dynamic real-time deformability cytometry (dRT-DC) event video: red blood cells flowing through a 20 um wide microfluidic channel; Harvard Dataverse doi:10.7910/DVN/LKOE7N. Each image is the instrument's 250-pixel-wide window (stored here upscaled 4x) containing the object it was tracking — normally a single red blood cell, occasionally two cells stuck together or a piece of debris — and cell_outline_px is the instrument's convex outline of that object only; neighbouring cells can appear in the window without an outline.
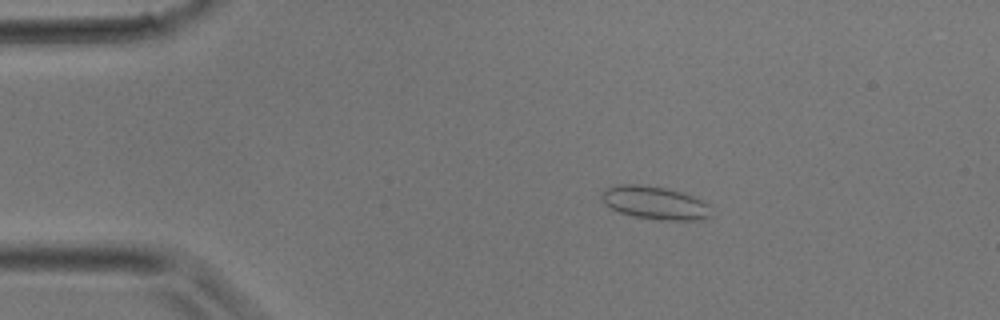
{"species": "common noctule bat (a hibernating species)", "species_latin": "Nyctalus noctula", "temperature_condition": "room temperature", "stored_images_in_passage": 32, "camera_frame_rate_fps": 3000, "um_per_image_px": 0.085, "animal": {"sex": "male", "body_mass_g": 17.9}, "frame": {"image": 1, "passage_image": 1, "time_ms": 0.0, "image_size_px": [1000, 320], "cell_outline_px": [[712, 216], [704, 220], [656, 220], [632, 216], [620, 212], [604, 204], [600, 196], [604, 188], [616, 184], [640, 184], [664, 188], [684, 192], [704, 200], [708, 204]], "centroid_in_image_um": [55.68, 17.24], "position_along_channel_um": 29.3, "area_um2": 21.56}}
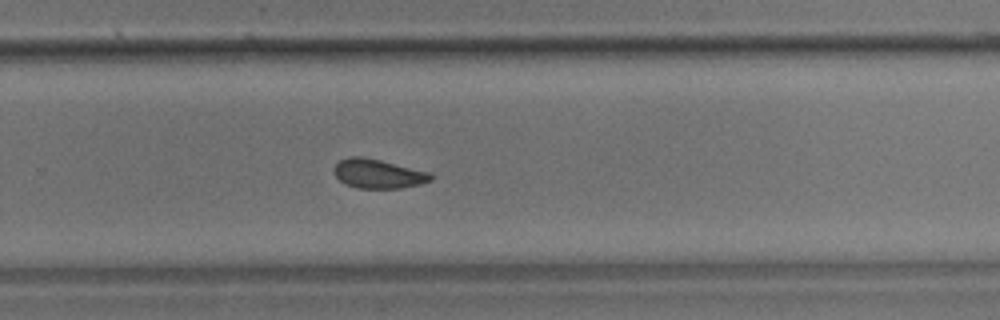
{"frame": {"image": 2, "passage_image": 19, "time_ms": 6.0, "image_size_px": [1000, 320], "cell_outline_px": [[432, 180], [420, 184], [400, 188], [360, 188], [348, 184], [340, 180], [336, 176], [336, 164], [340, 160], [352, 156], [364, 156], [432, 172]], "centroid_in_image_um": [32.21, 14.75], "position_along_channel_um": 297.6, "area_um2": 16.3}}
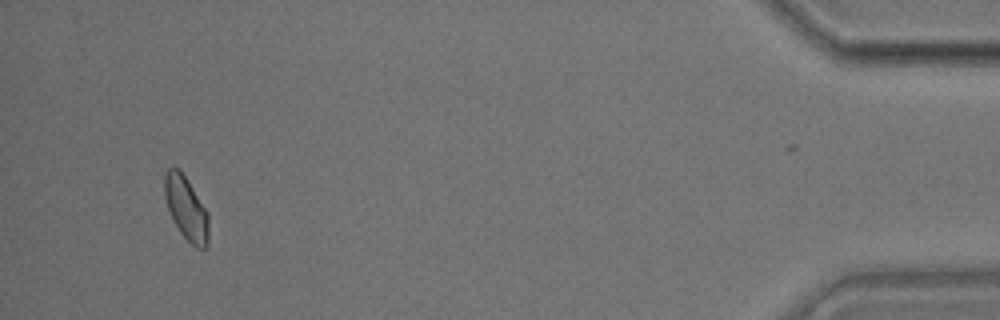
{"frame": {"image": 3, "passage_image": 30, "time_ms": 9.667, "image_size_px": [1000, 320], "cell_outline_px": [[208, 244], [204, 248], [196, 248], [180, 232], [172, 220], [164, 196], [164, 172], [168, 168], [176, 168], [184, 176], [208, 212]], "centroid_in_image_um": [15.81, 17.72], "position_along_channel_um": 419.4, "area_um2": 16.07}}